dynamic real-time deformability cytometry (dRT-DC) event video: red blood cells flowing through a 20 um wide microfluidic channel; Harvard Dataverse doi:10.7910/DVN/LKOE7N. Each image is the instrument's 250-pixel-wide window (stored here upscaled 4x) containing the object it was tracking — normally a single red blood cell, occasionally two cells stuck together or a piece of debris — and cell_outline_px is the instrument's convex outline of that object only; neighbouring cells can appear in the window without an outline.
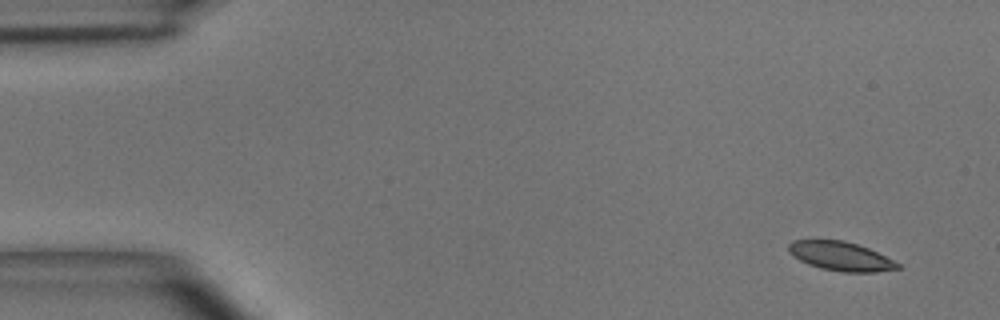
{"species": "common noctule bat (a hibernating species)", "species_latin": "Nyctalus noctula", "temperature_condition": "room temperature", "stored_images_in_passage": 5, "camera_frame_rate_fps": 3000, "um_per_image_px": 0.085, "animal": {"sex": "male", "body_mass_g": 15.6}, "frame": {"image": 1, "passage_image": 1, "time_ms": 0.0, "image_size_px": [1000, 320], "cell_outline_px": [[904, 268], [876, 272], [840, 272], [820, 268], [808, 264], [792, 256], [788, 252], [788, 244], [792, 240], [844, 240], [868, 248], [900, 264]], "centroid_in_image_um": [71.44, 21.78], "position_along_channel_um": 13.6, "area_um2": 18.5}}
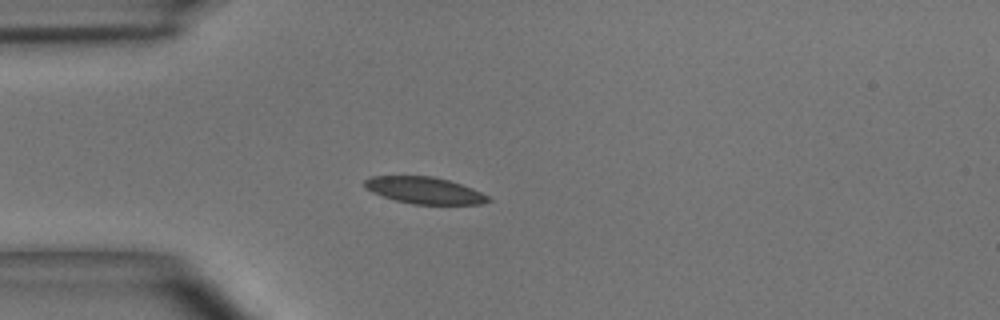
{"frame": {"image": 2, "passage_image": 4, "time_ms": 1.0, "image_size_px": [1000, 320], "cell_outline_px": [[492, 200], [480, 204], [412, 204], [396, 200], [372, 192], [364, 188], [364, 180], [372, 176], [432, 176], [448, 180], [472, 188], [488, 196]], "centroid_in_image_um": [36.06, 16.18], "position_along_channel_um": 48.9, "area_um2": 19.07}}